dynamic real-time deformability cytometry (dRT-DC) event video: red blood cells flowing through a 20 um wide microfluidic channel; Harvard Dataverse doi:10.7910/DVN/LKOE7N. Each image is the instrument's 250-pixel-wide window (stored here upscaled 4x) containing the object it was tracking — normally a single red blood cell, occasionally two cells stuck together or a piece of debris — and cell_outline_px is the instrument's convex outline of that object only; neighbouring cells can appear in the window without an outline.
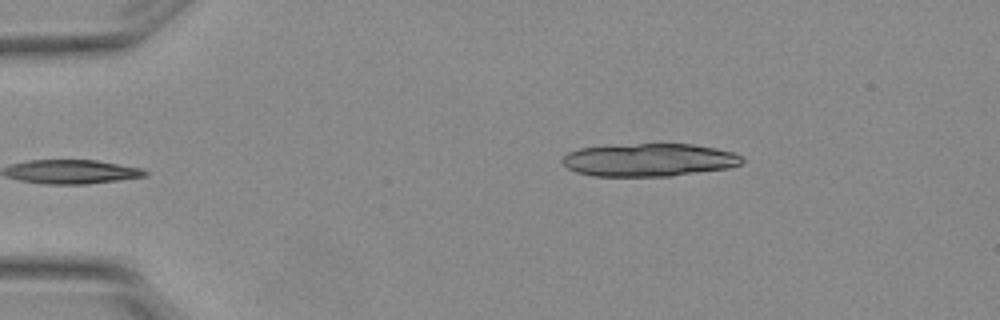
{"species": "Egyptian fruit bat (a non-hibernating species)", "species_latin": "Rousettus aegyptiacus", "temperature_condition": "warm", "stored_images_in_passage": 6, "segment_of_instrument_passage": [2, 2], "camera_frame_rate_fps": 3000, "um_per_image_px": 0.085, "animal": {"sex": "female"}, "frame": {"image": 1, "passage_image": 6, "time_ms": 1.667, "image_size_px": [1000, 320], "cell_outline_px": [[744, 160], [740, 164], [728, 168], [668, 176], [592, 176], [576, 172], [568, 168], [560, 160], [568, 152], [580, 148], [636, 144], [692, 144], [716, 148], [732, 152], [740, 156]], "centroid_in_image_um": [55.15, 13.6], "position_along_channel_um": 29.9, "area_um2": 34.22}}